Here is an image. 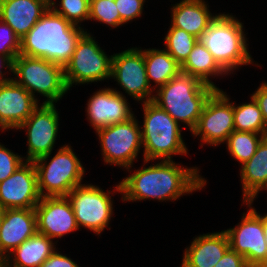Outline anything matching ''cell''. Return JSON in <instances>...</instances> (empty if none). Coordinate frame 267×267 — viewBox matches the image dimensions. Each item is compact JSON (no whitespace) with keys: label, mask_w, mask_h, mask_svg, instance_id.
I'll return each instance as SVG.
<instances>
[{"label":"cell","mask_w":267,"mask_h":267,"mask_svg":"<svg viewBox=\"0 0 267 267\" xmlns=\"http://www.w3.org/2000/svg\"><path fill=\"white\" fill-rule=\"evenodd\" d=\"M143 162V168L134 170L120 181L123 202L147 199L175 201L183 195L204 189L207 183L199 174L198 167H183L173 160H161L148 167L145 164L150 161Z\"/></svg>","instance_id":"1"},{"label":"cell","mask_w":267,"mask_h":267,"mask_svg":"<svg viewBox=\"0 0 267 267\" xmlns=\"http://www.w3.org/2000/svg\"><path fill=\"white\" fill-rule=\"evenodd\" d=\"M85 32L83 26L72 24L49 8L21 39L19 54L44 58L65 67Z\"/></svg>","instance_id":"2"},{"label":"cell","mask_w":267,"mask_h":267,"mask_svg":"<svg viewBox=\"0 0 267 267\" xmlns=\"http://www.w3.org/2000/svg\"><path fill=\"white\" fill-rule=\"evenodd\" d=\"M216 90L198 78L180 72L154 92L152 101L192 132L207 100Z\"/></svg>","instance_id":"3"},{"label":"cell","mask_w":267,"mask_h":267,"mask_svg":"<svg viewBox=\"0 0 267 267\" xmlns=\"http://www.w3.org/2000/svg\"><path fill=\"white\" fill-rule=\"evenodd\" d=\"M235 18L220 12L199 39L227 74L255 62L248 49L243 23Z\"/></svg>","instance_id":"4"},{"label":"cell","mask_w":267,"mask_h":267,"mask_svg":"<svg viewBox=\"0 0 267 267\" xmlns=\"http://www.w3.org/2000/svg\"><path fill=\"white\" fill-rule=\"evenodd\" d=\"M141 106L143 160H173V155H187L180 124L153 101L143 102Z\"/></svg>","instance_id":"5"},{"label":"cell","mask_w":267,"mask_h":267,"mask_svg":"<svg viewBox=\"0 0 267 267\" xmlns=\"http://www.w3.org/2000/svg\"><path fill=\"white\" fill-rule=\"evenodd\" d=\"M69 145L57 149L53 158L50 153L33 161L41 197L67 196L75 186L82 184L86 169Z\"/></svg>","instance_id":"6"},{"label":"cell","mask_w":267,"mask_h":267,"mask_svg":"<svg viewBox=\"0 0 267 267\" xmlns=\"http://www.w3.org/2000/svg\"><path fill=\"white\" fill-rule=\"evenodd\" d=\"M13 80L23 86L38 102L35 93L46 97L43 104H55L68 93L64 67L44 58L19 54L13 60Z\"/></svg>","instance_id":"7"},{"label":"cell","mask_w":267,"mask_h":267,"mask_svg":"<svg viewBox=\"0 0 267 267\" xmlns=\"http://www.w3.org/2000/svg\"><path fill=\"white\" fill-rule=\"evenodd\" d=\"M87 31L81 36L70 61L64 67L66 85H85L111 79L112 55L109 56Z\"/></svg>","instance_id":"8"},{"label":"cell","mask_w":267,"mask_h":267,"mask_svg":"<svg viewBox=\"0 0 267 267\" xmlns=\"http://www.w3.org/2000/svg\"><path fill=\"white\" fill-rule=\"evenodd\" d=\"M113 190L105 192L92 183H84L75 186L68 193L67 198L71 202L79 229L83 227L101 235L102 231L109 226L114 213L112 195L110 196V194L115 192L121 194L120 182Z\"/></svg>","instance_id":"9"},{"label":"cell","mask_w":267,"mask_h":267,"mask_svg":"<svg viewBox=\"0 0 267 267\" xmlns=\"http://www.w3.org/2000/svg\"><path fill=\"white\" fill-rule=\"evenodd\" d=\"M134 115L129 120L97 129L104 163L125 168L128 172L138 159L142 145L141 126Z\"/></svg>","instance_id":"10"},{"label":"cell","mask_w":267,"mask_h":267,"mask_svg":"<svg viewBox=\"0 0 267 267\" xmlns=\"http://www.w3.org/2000/svg\"><path fill=\"white\" fill-rule=\"evenodd\" d=\"M226 94L219 89L210 96L191 132L193 136L200 137L201 148L204 144L216 147L225 143L235 130L233 102H230V97Z\"/></svg>","instance_id":"11"},{"label":"cell","mask_w":267,"mask_h":267,"mask_svg":"<svg viewBox=\"0 0 267 267\" xmlns=\"http://www.w3.org/2000/svg\"><path fill=\"white\" fill-rule=\"evenodd\" d=\"M139 103L152 101L154 90L150 87L144 62V49L132 47L112 55L111 79Z\"/></svg>","instance_id":"12"},{"label":"cell","mask_w":267,"mask_h":267,"mask_svg":"<svg viewBox=\"0 0 267 267\" xmlns=\"http://www.w3.org/2000/svg\"><path fill=\"white\" fill-rule=\"evenodd\" d=\"M236 227L225 230L230 248L242 255L249 267H267V241L260 217L250 208Z\"/></svg>","instance_id":"13"},{"label":"cell","mask_w":267,"mask_h":267,"mask_svg":"<svg viewBox=\"0 0 267 267\" xmlns=\"http://www.w3.org/2000/svg\"><path fill=\"white\" fill-rule=\"evenodd\" d=\"M56 104H40L27 120L17 128L27 133V155L25 161L53 152L59 130V112Z\"/></svg>","instance_id":"14"},{"label":"cell","mask_w":267,"mask_h":267,"mask_svg":"<svg viewBox=\"0 0 267 267\" xmlns=\"http://www.w3.org/2000/svg\"><path fill=\"white\" fill-rule=\"evenodd\" d=\"M41 198L33 161H25L0 182V207L3 209L35 208Z\"/></svg>","instance_id":"15"},{"label":"cell","mask_w":267,"mask_h":267,"mask_svg":"<svg viewBox=\"0 0 267 267\" xmlns=\"http://www.w3.org/2000/svg\"><path fill=\"white\" fill-rule=\"evenodd\" d=\"M35 214L37 232L52 240L79 229L67 196L42 197L35 206Z\"/></svg>","instance_id":"16"},{"label":"cell","mask_w":267,"mask_h":267,"mask_svg":"<svg viewBox=\"0 0 267 267\" xmlns=\"http://www.w3.org/2000/svg\"><path fill=\"white\" fill-rule=\"evenodd\" d=\"M126 96L116 88H102L90 96L86 115L91 127L95 129L122 123L134 116Z\"/></svg>","instance_id":"17"},{"label":"cell","mask_w":267,"mask_h":267,"mask_svg":"<svg viewBox=\"0 0 267 267\" xmlns=\"http://www.w3.org/2000/svg\"><path fill=\"white\" fill-rule=\"evenodd\" d=\"M38 106V101L13 79L1 83L0 130H17Z\"/></svg>","instance_id":"18"},{"label":"cell","mask_w":267,"mask_h":267,"mask_svg":"<svg viewBox=\"0 0 267 267\" xmlns=\"http://www.w3.org/2000/svg\"><path fill=\"white\" fill-rule=\"evenodd\" d=\"M36 232L35 208L4 209L0 225V262Z\"/></svg>","instance_id":"19"},{"label":"cell","mask_w":267,"mask_h":267,"mask_svg":"<svg viewBox=\"0 0 267 267\" xmlns=\"http://www.w3.org/2000/svg\"><path fill=\"white\" fill-rule=\"evenodd\" d=\"M50 8V0H0V19L20 40Z\"/></svg>","instance_id":"20"},{"label":"cell","mask_w":267,"mask_h":267,"mask_svg":"<svg viewBox=\"0 0 267 267\" xmlns=\"http://www.w3.org/2000/svg\"><path fill=\"white\" fill-rule=\"evenodd\" d=\"M230 248L225 230L206 233L193 239L183 255V267H214Z\"/></svg>","instance_id":"21"},{"label":"cell","mask_w":267,"mask_h":267,"mask_svg":"<svg viewBox=\"0 0 267 267\" xmlns=\"http://www.w3.org/2000/svg\"><path fill=\"white\" fill-rule=\"evenodd\" d=\"M205 0H181L171 7V25L200 39L218 14H212Z\"/></svg>","instance_id":"22"},{"label":"cell","mask_w":267,"mask_h":267,"mask_svg":"<svg viewBox=\"0 0 267 267\" xmlns=\"http://www.w3.org/2000/svg\"><path fill=\"white\" fill-rule=\"evenodd\" d=\"M52 239L36 232L10 252L1 262L0 267H40L57 249ZM13 263V264H12Z\"/></svg>","instance_id":"23"},{"label":"cell","mask_w":267,"mask_h":267,"mask_svg":"<svg viewBox=\"0 0 267 267\" xmlns=\"http://www.w3.org/2000/svg\"><path fill=\"white\" fill-rule=\"evenodd\" d=\"M243 200H255L267 184V136L259 143L255 154L240 168Z\"/></svg>","instance_id":"24"},{"label":"cell","mask_w":267,"mask_h":267,"mask_svg":"<svg viewBox=\"0 0 267 267\" xmlns=\"http://www.w3.org/2000/svg\"><path fill=\"white\" fill-rule=\"evenodd\" d=\"M181 72L196 77L207 85L215 87L217 90L219 88L210 80L211 77L228 76L200 40L196 42L188 58L181 65Z\"/></svg>","instance_id":"25"},{"label":"cell","mask_w":267,"mask_h":267,"mask_svg":"<svg viewBox=\"0 0 267 267\" xmlns=\"http://www.w3.org/2000/svg\"><path fill=\"white\" fill-rule=\"evenodd\" d=\"M144 62L148 83L154 91L181 72V65L165 49H144Z\"/></svg>","instance_id":"26"},{"label":"cell","mask_w":267,"mask_h":267,"mask_svg":"<svg viewBox=\"0 0 267 267\" xmlns=\"http://www.w3.org/2000/svg\"><path fill=\"white\" fill-rule=\"evenodd\" d=\"M234 128L236 131H245L267 136L262 112L258 103L251 96L249 103L239 104L233 102Z\"/></svg>","instance_id":"27"},{"label":"cell","mask_w":267,"mask_h":267,"mask_svg":"<svg viewBox=\"0 0 267 267\" xmlns=\"http://www.w3.org/2000/svg\"><path fill=\"white\" fill-rule=\"evenodd\" d=\"M265 136L264 134L234 130L226 140L228 152L242 165L255 154L259 143Z\"/></svg>","instance_id":"28"},{"label":"cell","mask_w":267,"mask_h":267,"mask_svg":"<svg viewBox=\"0 0 267 267\" xmlns=\"http://www.w3.org/2000/svg\"><path fill=\"white\" fill-rule=\"evenodd\" d=\"M198 40V38L185 30L173 27L170 24V28L164 38L165 50L182 65Z\"/></svg>","instance_id":"29"},{"label":"cell","mask_w":267,"mask_h":267,"mask_svg":"<svg viewBox=\"0 0 267 267\" xmlns=\"http://www.w3.org/2000/svg\"><path fill=\"white\" fill-rule=\"evenodd\" d=\"M50 8L72 24L81 26L82 22L89 19L90 0H59L57 3L50 0Z\"/></svg>","instance_id":"30"},{"label":"cell","mask_w":267,"mask_h":267,"mask_svg":"<svg viewBox=\"0 0 267 267\" xmlns=\"http://www.w3.org/2000/svg\"><path fill=\"white\" fill-rule=\"evenodd\" d=\"M90 21H98L100 24H106L117 28L125 24L117 10L115 0H90Z\"/></svg>","instance_id":"31"},{"label":"cell","mask_w":267,"mask_h":267,"mask_svg":"<svg viewBox=\"0 0 267 267\" xmlns=\"http://www.w3.org/2000/svg\"><path fill=\"white\" fill-rule=\"evenodd\" d=\"M20 49V38L0 19V54L7 55L13 61L19 55Z\"/></svg>","instance_id":"32"},{"label":"cell","mask_w":267,"mask_h":267,"mask_svg":"<svg viewBox=\"0 0 267 267\" xmlns=\"http://www.w3.org/2000/svg\"><path fill=\"white\" fill-rule=\"evenodd\" d=\"M25 162L24 157L0 143V182L12 175Z\"/></svg>","instance_id":"33"},{"label":"cell","mask_w":267,"mask_h":267,"mask_svg":"<svg viewBox=\"0 0 267 267\" xmlns=\"http://www.w3.org/2000/svg\"><path fill=\"white\" fill-rule=\"evenodd\" d=\"M146 0H115L120 18L124 23L142 16Z\"/></svg>","instance_id":"34"},{"label":"cell","mask_w":267,"mask_h":267,"mask_svg":"<svg viewBox=\"0 0 267 267\" xmlns=\"http://www.w3.org/2000/svg\"><path fill=\"white\" fill-rule=\"evenodd\" d=\"M214 267H249L245 258L229 248Z\"/></svg>","instance_id":"35"},{"label":"cell","mask_w":267,"mask_h":267,"mask_svg":"<svg viewBox=\"0 0 267 267\" xmlns=\"http://www.w3.org/2000/svg\"><path fill=\"white\" fill-rule=\"evenodd\" d=\"M40 267H80L70 257L61 254L56 249Z\"/></svg>","instance_id":"36"},{"label":"cell","mask_w":267,"mask_h":267,"mask_svg":"<svg viewBox=\"0 0 267 267\" xmlns=\"http://www.w3.org/2000/svg\"><path fill=\"white\" fill-rule=\"evenodd\" d=\"M251 96L259 105L267 129V82H262Z\"/></svg>","instance_id":"37"},{"label":"cell","mask_w":267,"mask_h":267,"mask_svg":"<svg viewBox=\"0 0 267 267\" xmlns=\"http://www.w3.org/2000/svg\"><path fill=\"white\" fill-rule=\"evenodd\" d=\"M1 68L9 69L10 72H7L13 73V61L7 55L0 54V84L12 80L13 77H6V75L4 76V74L7 73L3 72Z\"/></svg>","instance_id":"38"},{"label":"cell","mask_w":267,"mask_h":267,"mask_svg":"<svg viewBox=\"0 0 267 267\" xmlns=\"http://www.w3.org/2000/svg\"><path fill=\"white\" fill-rule=\"evenodd\" d=\"M253 200H249V201H246L244 202L243 204L247 205L248 207H250L261 219L262 221V225H263V232H264V235L266 237V241H267V213L265 215H261L260 213H258L255 209L253 205Z\"/></svg>","instance_id":"39"},{"label":"cell","mask_w":267,"mask_h":267,"mask_svg":"<svg viewBox=\"0 0 267 267\" xmlns=\"http://www.w3.org/2000/svg\"><path fill=\"white\" fill-rule=\"evenodd\" d=\"M3 214H4V209L0 207V225L3 218Z\"/></svg>","instance_id":"40"},{"label":"cell","mask_w":267,"mask_h":267,"mask_svg":"<svg viewBox=\"0 0 267 267\" xmlns=\"http://www.w3.org/2000/svg\"><path fill=\"white\" fill-rule=\"evenodd\" d=\"M263 190H267V184L263 187V189L261 191H263Z\"/></svg>","instance_id":"41"}]
</instances>
